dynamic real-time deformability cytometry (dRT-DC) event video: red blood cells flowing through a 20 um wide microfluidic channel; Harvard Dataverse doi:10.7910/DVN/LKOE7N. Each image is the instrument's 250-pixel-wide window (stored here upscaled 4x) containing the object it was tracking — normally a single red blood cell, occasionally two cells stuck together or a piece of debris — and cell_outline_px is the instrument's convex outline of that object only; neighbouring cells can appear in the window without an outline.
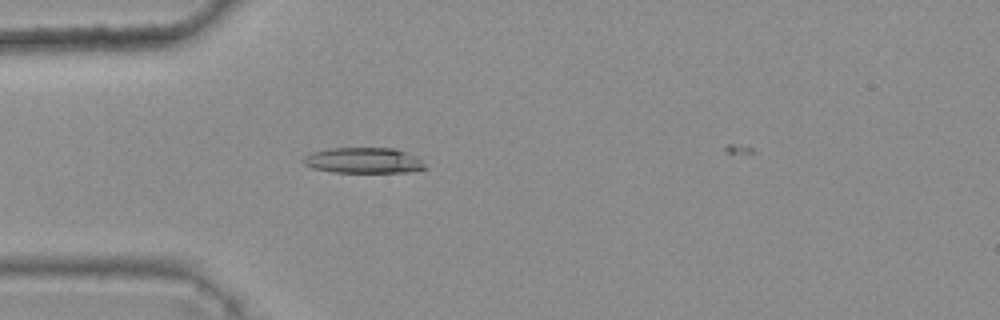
{"species": "common noctule bat (a hibernating species)", "species_latin": "Nyctalus noctula", "temperature_condition": "warm", "stored_images_in_passage": 4, "camera_frame_rate_fps": 3000, "um_per_image_px": 0.085, "animal": {"sex": "female", "body_mass_g": 25.1}, "frame": {"image": 1, "passage_image": 3, "time_ms": 0.667, "image_size_px": [1000, 320], "cell_outline_px": [[428, 168], [408, 172], [332, 172], [312, 168], [304, 164], [300, 160], [304, 156], [312, 152], [328, 148], [396, 148], [420, 160]], "centroid_in_image_um": [30.83, 13.64], "position_along_channel_um": 54.2, "area_um2": 18.15}}